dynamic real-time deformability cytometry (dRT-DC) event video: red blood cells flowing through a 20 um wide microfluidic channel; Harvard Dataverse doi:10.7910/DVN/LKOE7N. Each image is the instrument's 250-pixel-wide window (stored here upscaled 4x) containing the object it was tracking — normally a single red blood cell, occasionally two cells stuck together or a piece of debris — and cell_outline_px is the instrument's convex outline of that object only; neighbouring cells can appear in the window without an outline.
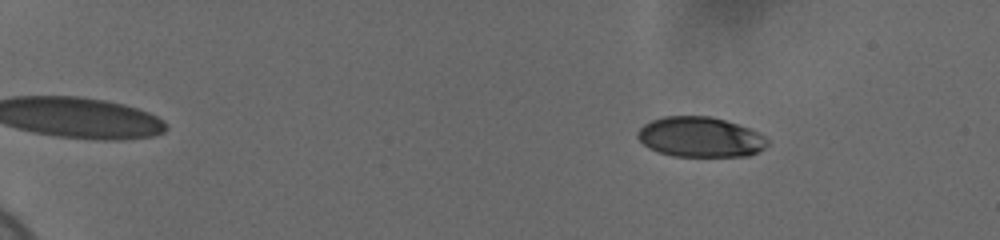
{"species": "human", "species_latin": "Homo sapiens", "temperature_condition": "cold", "stored_images_in_passage": 52, "camera_frame_rate_fps": 3000, "um_per_image_px": 0.085, "donor": {"sex": "female"}, "frame": {"image": 1, "passage_image": 3, "time_ms": 0.667, "image_size_px": [1000, 240], "cell_outline_px": [[768, 144], [764, 148], [748, 156], [672, 156], [648, 148], [636, 136], [640, 128], [644, 124], [652, 120], [664, 116], [712, 116], [748, 128], [764, 136], [768, 140]], "centroid_in_image_um": [59.5, 11.65], "position_along_channel_um": 25.5, "area_um2": 30.17}}
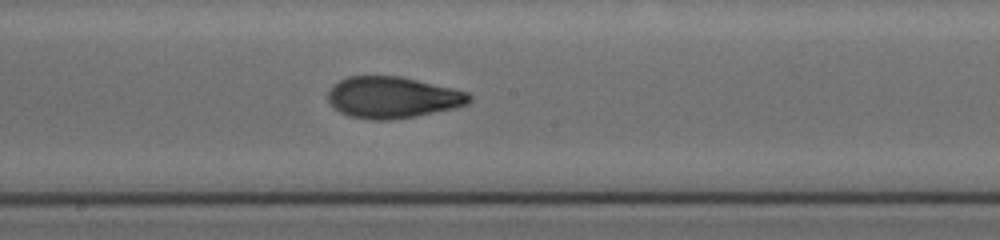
{"frame": {"image": 2, "passage_image": 29, "time_ms": 9.333, "image_size_px": [1000, 240], "cell_outline_px": [[472, 100], [468, 104], [452, 108], [416, 116], [384, 120], [372, 120], [348, 116], [340, 112], [328, 100], [328, 92], [332, 84], [348, 76], [400, 76], [452, 88], [468, 92], [472, 96]], "centroid_in_image_um": [33.36, 8.27], "position_along_channel_um": 214.8, "area_um2": 33.99}}
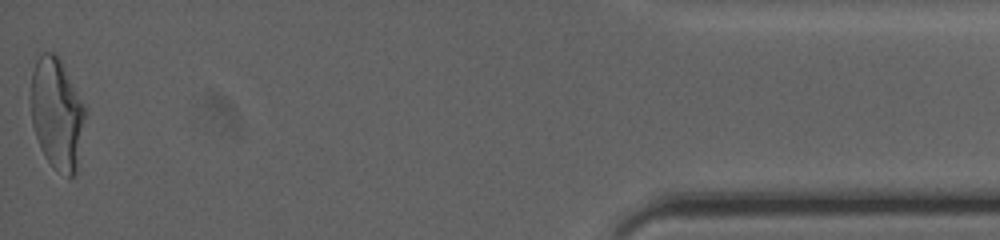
{"frame": {"image": 3, "passage_image": 52, "time_ms": 17.0, "image_size_px": [1000, 240], "cell_outline_px": [[88, 112], [76, 172], [72, 176], [68, 176], [52, 168], [44, 156], [40, 148], [32, 124], [32, 72], [36, 60], [44, 52], [52, 52], [60, 60], [88, 108]], "centroid_in_image_um": [4.89, 9.7], "position_along_channel_um": 430.3, "area_um2": 35.55}, "authors_computed_cell_mechanics": {"area_um2": 33.4084, "velocity_mm_per_s": 3.7001, "shape_relaxation_time_tau1_ms": 4.147, "shape_relaxation_time_tau2_ms": 1.5159, "deformation_change_tau1": 0.1925, "deformation_change_tau2": 0.078}}